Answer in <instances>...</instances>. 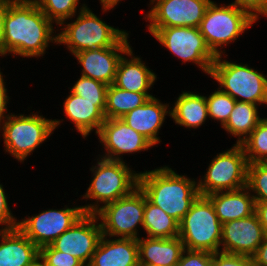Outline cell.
I'll list each match as a JSON object with an SVG mask.
<instances>
[{
  "instance_id": "cell-42",
  "label": "cell",
  "mask_w": 267,
  "mask_h": 266,
  "mask_svg": "<svg viewBox=\"0 0 267 266\" xmlns=\"http://www.w3.org/2000/svg\"><path fill=\"white\" fill-rule=\"evenodd\" d=\"M7 11V0H0V57H2V41L4 36V19Z\"/></svg>"
},
{
  "instance_id": "cell-7",
  "label": "cell",
  "mask_w": 267,
  "mask_h": 266,
  "mask_svg": "<svg viewBox=\"0 0 267 266\" xmlns=\"http://www.w3.org/2000/svg\"><path fill=\"white\" fill-rule=\"evenodd\" d=\"M218 4L211 1L198 27L206 44L216 56L224 55L227 51L225 48L235 43L257 22L247 11L231 3Z\"/></svg>"
},
{
  "instance_id": "cell-38",
  "label": "cell",
  "mask_w": 267,
  "mask_h": 266,
  "mask_svg": "<svg viewBox=\"0 0 267 266\" xmlns=\"http://www.w3.org/2000/svg\"><path fill=\"white\" fill-rule=\"evenodd\" d=\"M251 257L246 255L214 253V266H250Z\"/></svg>"
},
{
  "instance_id": "cell-5",
  "label": "cell",
  "mask_w": 267,
  "mask_h": 266,
  "mask_svg": "<svg viewBox=\"0 0 267 266\" xmlns=\"http://www.w3.org/2000/svg\"><path fill=\"white\" fill-rule=\"evenodd\" d=\"M70 20L71 22L66 20L59 26L57 46H66L65 50H69L72 55L115 46L128 33L124 29L107 24L93 13L88 5Z\"/></svg>"
},
{
  "instance_id": "cell-10",
  "label": "cell",
  "mask_w": 267,
  "mask_h": 266,
  "mask_svg": "<svg viewBox=\"0 0 267 266\" xmlns=\"http://www.w3.org/2000/svg\"><path fill=\"white\" fill-rule=\"evenodd\" d=\"M147 30L171 55L181 60L182 64H195L201 72L210 76L217 56L210 50L197 27L177 26Z\"/></svg>"
},
{
  "instance_id": "cell-15",
  "label": "cell",
  "mask_w": 267,
  "mask_h": 266,
  "mask_svg": "<svg viewBox=\"0 0 267 266\" xmlns=\"http://www.w3.org/2000/svg\"><path fill=\"white\" fill-rule=\"evenodd\" d=\"M101 237L102 227L98 216L85 213L51 245L56 250L76 257L88 266Z\"/></svg>"
},
{
  "instance_id": "cell-2",
  "label": "cell",
  "mask_w": 267,
  "mask_h": 266,
  "mask_svg": "<svg viewBox=\"0 0 267 266\" xmlns=\"http://www.w3.org/2000/svg\"><path fill=\"white\" fill-rule=\"evenodd\" d=\"M197 180L165 165L139 172L138 186L151 203L180 223L200 195Z\"/></svg>"
},
{
  "instance_id": "cell-1",
  "label": "cell",
  "mask_w": 267,
  "mask_h": 266,
  "mask_svg": "<svg viewBox=\"0 0 267 266\" xmlns=\"http://www.w3.org/2000/svg\"><path fill=\"white\" fill-rule=\"evenodd\" d=\"M54 26L34 0H7L2 58H43L50 43L57 45Z\"/></svg>"
},
{
  "instance_id": "cell-36",
  "label": "cell",
  "mask_w": 267,
  "mask_h": 266,
  "mask_svg": "<svg viewBox=\"0 0 267 266\" xmlns=\"http://www.w3.org/2000/svg\"><path fill=\"white\" fill-rule=\"evenodd\" d=\"M3 184L0 183V229L16 228L18 219L11 211L8 204V194L5 193Z\"/></svg>"
},
{
  "instance_id": "cell-35",
  "label": "cell",
  "mask_w": 267,
  "mask_h": 266,
  "mask_svg": "<svg viewBox=\"0 0 267 266\" xmlns=\"http://www.w3.org/2000/svg\"><path fill=\"white\" fill-rule=\"evenodd\" d=\"M176 266H214V254L184 249Z\"/></svg>"
},
{
  "instance_id": "cell-19",
  "label": "cell",
  "mask_w": 267,
  "mask_h": 266,
  "mask_svg": "<svg viewBox=\"0 0 267 266\" xmlns=\"http://www.w3.org/2000/svg\"><path fill=\"white\" fill-rule=\"evenodd\" d=\"M105 107L106 101H89L69 91L62 108L66 119L75 126L76 132L86 139L94 131L97 134L105 122Z\"/></svg>"
},
{
  "instance_id": "cell-18",
  "label": "cell",
  "mask_w": 267,
  "mask_h": 266,
  "mask_svg": "<svg viewBox=\"0 0 267 266\" xmlns=\"http://www.w3.org/2000/svg\"><path fill=\"white\" fill-rule=\"evenodd\" d=\"M169 103H163L158 97L149 98L143 105L121 117L124 122L147 138L155 147L160 144V130L166 116L170 117Z\"/></svg>"
},
{
  "instance_id": "cell-6",
  "label": "cell",
  "mask_w": 267,
  "mask_h": 266,
  "mask_svg": "<svg viewBox=\"0 0 267 266\" xmlns=\"http://www.w3.org/2000/svg\"><path fill=\"white\" fill-rule=\"evenodd\" d=\"M224 56V57H223ZM228 55H218L212 64L210 77L234 100L255 105H267V77L247 63L228 61ZM223 58V59H222Z\"/></svg>"
},
{
  "instance_id": "cell-45",
  "label": "cell",
  "mask_w": 267,
  "mask_h": 266,
  "mask_svg": "<svg viewBox=\"0 0 267 266\" xmlns=\"http://www.w3.org/2000/svg\"><path fill=\"white\" fill-rule=\"evenodd\" d=\"M250 266H261V265H258V264L254 263V262L251 260Z\"/></svg>"
},
{
  "instance_id": "cell-33",
  "label": "cell",
  "mask_w": 267,
  "mask_h": 266,
  "mask_svg": "<svg viewBox=\"0 0 267 266\" xmlns=\"http://www.w3.org/2000/svg\"><path fill=\"white\" fill-rule=\"evenodd\" d=\"M108 85L80 75L78 80L74 82L70 91L89 101H106V92Z\"/></svg>"
},
{
  "instance_id": "cell-30",
  "label": "cell",
  "mask_w": 267,
  "mask_h": 266,
  "mask_svg": "<svg viewBox=\"0 0 267 266\" xmlns=\"http://www.w3.org/2000/svg\"><path fill=\"white\" fill-rule=\"evenodd\" d=\"M248 163L267 162V117L241 143Z\"/></svg>"
},
{
  "instance_id": "cell-4",
  "label": "cell",
  "mask_w": 267,
  "mask_h": 266,
  "mask_svg": "<svg viewBox=\"0 0 267 266\" xmlns=\"http://www.w3.org/2000/svg\"><path fill=\"white\" fill-rule=\"evenodd\" d=\"M24 114L16 115L12 112L0 123L3 151L21 163H24L36 148L45 143L64 121L63 119H48L39 112Z\"/></svg>"
},
{
  "instance_id": "cell-3",
  "label": "cell",
  "mask_w": 267,
  "mask_h": 266,
  "mask_svg": "<svg viewBox=\"0 0 267 266\" xmlns=\"http://www.w3.org/2000/svg\"><path fill=\"white\" fill-rule=\"evenodd\" d=\"M97 159V160H96ZM96 163L90 167L91 181L85 194V213L96 214L105 205L129 195L138 187L139 172L132 170L125 161H116L96 156ZM92 201L87 203V201ZM94 201V202H93Z\"/></svg>"
},
{
  "instance_id": "cell-28",
  "label": "cell",
  "mask_w": 267,
  "mask_h": 266,
  "mask_svg": "<svg viewBox=\"0 0 267 266\" xmlns=\"http://www.w3.org/2000/svg\"><path fill=\"white\" fill-rule=\"evenodd\" d=\"M147 237L175 238L179 236V223L151 203L145 196L143 228Z\"/></svg>"
},
{
  "instance_id": "cell-44",
  "label": "cell",
  "mask_w": 267,
  "mask_h": 266,
  "mask_svg": "<svg viewBox=\"0 0 267 266\" xmlns=\"http://www.w3.org/2000/svg\"><path fill=\"white\" fill-rule=\"evenodd\" d=\"M29 266H47L46 263L38 256Z\"/></svg>"
},
{
  "instance_id": "cell-11",
  "label": "cell",
  "mask_w": 267,
  "mask_h": 266,
  "mask_svg": "<svg viewBox=\"0 0 267 266\" xmlns=\"http://www.w3.org/2000/svg\"><path fill=\"white\" fill-rule=\"evenodd\" d=\"M145 194L138 186L129 195L105 205L96 215L102 235L113 238L138 240L139 229L143 228Z\"/></svg>"
},
{
  "instance_id": "cell-27",
  "label": "cell",
  "mask_w": 267,
  "mask_h": 266,
  "mask_svg": "<svg viewBox=\"0 0 267 266\" xmlns=\"http://www.w3.org/2000/svg\"><path fill=\"white\" fill-rule=\"evenodd\" d=\"M152 97H154L152 93H138L118 88L113 84L108 85L104 110L105 118H121Z\"/></svg>"
},
{
  "instance_id": "cell-14",
  "label": "cell",
  "mask_w": 267,
  "mask_h": 266,
  "mask_svg": "<svg viewBox=\"0 0 267 266\" xmlns=\"http://www.w3.org/2000/svg\"><path fill=\"white\" fill-rule=\"evenodd\" d=\"M103 151L98 156L109 160L124 161L123 155L141 153L154 145L143 135L129 127L121 118L106 119L96 134Z\"/></svg>"
},
{
  "instance_id": "cell-40",
  "label": "cell",
  "mask_w": 267,
  "mask_h": 266,
  "mask_svg": "<svg viewBox=\"0 0 267 266\" xmlns=\"http://www.w3.org/2000/svg\"><path fill=\"white\" fill-rule=\"evenodd\" d=\"M251 260L261 266H267V234L256 252L251 256Z\"/></svg>"
},
{
  "instance_id": "cell-8",
  "label": "cell",
  "mask_w": 267,
  "mask_h": 266,
  "mask_svg": "<svg viewBox=\"0 0 267 266\" xmlns=\"http://www.w3.org/2000/svg\"><path fill=\"white\" fill-rule=\"evenodd\" d=\"M179 238L188 250L220 252L222 223L207 196L199 195L179 223Z\"/></svg>"
},
{
  "instance_id": "cell-24",
  "label": "cell",
  "mask_w": 267,
  "mask_h": 266,
  "mask_svg": "<svg viewBox=\"0 0 267 266\" xmlns=\"http://www.w3.org/2000/svg\"><path fill=\"white\" fill-rule=\"evenodd\" d=\"M219 221L224 224L255 213V200L247 186L231 191L208 194Z\"/></svg>"
},
{
  "instance_id": "cell-41",
  "label": "cell",
  "mask_w": 267,
  "mask_h": 266,
  "mask_svg": "<svg viewBox=\"0 0 267 266\" xmlns=\"http://www.w3.org/2000/svg\"><path fill=\"white\" fill-rule=\"evenodd\" d=\"M255 213L265 234H267V202H255Z\"/></svg>"
},
{
  "instance_id": "cell-25",
  "label": "cell",
  "mask_w": 267,
  "mask_h": 266,
  "mask_svg": "<svg viewBox=\"0 0 267 266\" xmlns=\"http://www.w3.org/2000/svg\"><path fill=\"white\" fill-rule=\"evenodd\" d=\"M181 92L170 107V118L176 125L190 131L199 129L209 118L206 95L195 90Z\"/></svg>"
},
{
  "instance_id": "cell-26",
  "label": "cell",
  "mask_w": 267,
  "mask_h": 266,
  "mask_svg": "<svg viewBox=\"0 0 267 266\" xmlns=\"http://www.w3.org/2000/svg\"><path fill=\"white\" fill-rule=\"evenodd\" d=\"M262 119L258 105L236 101L228 121L222 128L236 138L235 144H241Z\"/></svg>"
},
{
  "instance_id": "cell-12",
  "label": "cell",
  "mask_w": 267,
  "mask_h": 266,
  "mask_svg": "<svg viewBox=\"0 0 267 266\" xmlns=\"http://www.w3.org/2000/svg\"><path fill=\"white\" fill-rule=\"evenodd\" d=\"M72 204L73 207L64 205L61 209L48 208L31 216L26 214L18 220L17 228L39 249L51 245L85 214L82 206Z\"/></svg>"
},
{
  "instance_id": "cell-22",
  "label": "cell",
  "mask_w": 267,
  "mask_h": 266,
  "mask_svg": "<svg viewBox=\"0 0 267 266\" xmlns=\"http://www.w3.org/2000/svg\"><path fill=\"white\" fill-rule=\"evenodd\" d=\"M137 243L139 266H176L185 249L179 236L151 238L141 235Z\"/></svg>"
},
{
  "instance_id": "cell-23",
  "label": "cell",
  "mask_w": 267,
  "mask_h": 266,
  "mask_svg": "<svg viewBox=\"0 0 267 266\" xmlns=\"http://www.w3.org/2000/svg\"><path fill=\"white\" fill-rule=\"evenodd\" d=\"M39 248L17 227L0 229V266H29Z\"/></svg>"
},
{
  "instance_id": "cell-9",
  "label": "cell",
  "mask_w": 267,
  "mask_h": 266,
  "mask_svg": "<svg viewBox=\"0 0 267 266\" xmlns=\"http://www.w3.org/2000/svg\"><path fill=\"white\" fill-rule=\"evenodd\" d=\"M248 160L241 144L217 153L210 160L205 174L197 180L199 194L241 189L247 186Z\"/></svg>"
},
{
  "instance_id": "cell-21",
  "label": "cell",
  "mask_w": 267,
  "mask_h": 266,
  "mask_svg": "<svg viewBox=\"0 0 267 266\" xmlns=\"http://www.w3.org/2000/svg\"><path fill=\"white\" fill-rule=\"evenodd\" d=\"M88 266H139L137 240L102 235Z\"/></svg>"
},
{
  "instance_id": "cell-39",
  "label": "cell",
  "mask_w": 267,
  "mask_h": 266,
  "mask_svg": "<svg viewBox=\"0 0 267 266\" xmlns=\"http://www.w3.org/2000/svg\"><path fill=\"white\" fill-rule=\"evenodd\" d=\"M5 75L1 72L0 68V123H2L6 118H8L12 112L10 113L8 106L10 102V97L8 96L7 82H5ZM9 111V113H8Z\"/></svg>"
},
{
  "instance_id": "cell-43",
  "label": "cell",
  "mask_w": 267,
  "mask_h": 266,
  "mask_svg": "<svg viewBox=\"0 0 267 266\" xmlns=\"http://www.w3.org/2000/svg\"><path fill=\"white\" fill-rule=\"evenodd\" d=\"M124 0H99L101 6H102V14L105 12H109V10H114L116 9L115 7Z\"/></svg>"
},
{
  "instance_id": "cell-16",
  "label": "cell",
  "mask_w": 267,
  "mask_h": 266,
  "mask_svg": "<svg viewBox=\"0 0 267 266\" xmlns=\"http://www.w3.org/2000/svg\"><path fill=\"white\" fill-rule=\"evenodd\" d=\"M127 33L115 46L74 54L80 64V75L95 79L106 85L113 84L122 56L132 47Z\"/></svg>"
},
{
  "instance_id": "cell-29",
  "label": "cell",
  "mask_w": 267,
  "mask_h": 266,
  "mask_svg": "<svg viewBox=\"0 0 267 266\" xmlns=\"http://www.w3.org/2000/svg\"><path fill=\"white\" fill-rule=\"evenodd\" d=\"M40 10L55 25L60 26L64 21L69 20L87 5L80 3V0H34ZM79 4L80 7H79ZM78 9V10H77Z\"/></svg>"
},
{
  "instance_id": "cell-20",
  "label": "cell",
  "mask_w": 267,
  "mask_h": 266,
  "mask_svg": "<svg viewBox=\"0 0 267 266\" xmlns=\"http://www.w3.org/2000/svg\"><path fill=\"white\" fill-rule=\"evenodd\" d=\"M133 48L120 59L113 85L128 91L150 93L158 75L142 61V57L134 54Z\"/></svg>"
},
{
  "instance_id": "cell-13",
  "label": "cell",
  "mask_w": 267,
  "mask_h": 266,
  "mask_svg": "<svg viewBox=\"0 0 267 266\" xmlns=\"http://www.w3.org/2000/svg\"><path fill=\"white\" fill-rule=\"evenodd\" d=\"M146 28L199 27L212 0H149ZM150 5V6H149Z\"/></svg>"
},
{
  "instance_id": "cell-31",
  "label": "cell",
  "mask_w": 267,
  "mask_h": 266,
  "mask_svg": "<svg viewBox=\"0 0 267 266\" xmlns=\"http://www.w3.org/2000/svg\"><path fill=\"white\" fill-rule=\"evenodd\" d=\"M209 120L220 123L221 128L228 121L236 100L223 92L219 87L206 96ZM216 120V121H215Z\"/></svg>"
},
{
  "instance_id": "cell-17",
  "label": "cell",
  "mask_w": 267,
  "mask_h": 266,
  "mask_svg": "<svg viewBox=\"0 0 267 266\" xmlns=\"http://www.w3.org/2000/svg\"><path fill=\"white\" fill-rule=\"evenodd\" d=\"M265 232L256 213L222 224L220 252L251 257L263 242Z\"/></svg>"
},
{
  "instance_id": "cell-34",
  "label": "cell",
  "mask_w": 267,
  "mask_h": 266,
  "mask_svg": "<svg viewBox=\"0 0 267 266\" xmlns=\"http://www.w3.org/2000/svg\"><path fill=\"white\" fill-rule=\"evenodd\" d=\"M39 256L47 266H85L76 257L56 250L52 245L40 248Z\"/></svg>"
},
{
  "instance_id": "cell-32",
  "label": "cell",
  "mask_w": 267,
  "mask_h": 266,
  "mask_svg": "<svg viewBox=\"0 0 267 266\" xmlns=\"http://www.w3.org/2000/svg\"><path fill=\"white\" fill-rule=\"evenodd\" d=\"M247 187L255 202H267V162L249 163Z\"/></svg>"
},
{
  "instance_id": "cell-37",
  "label": "cell",
  "mask_w": 267,
  "mask_h": 266,
  "mask_svg": "<svg viewBox=\"0 0 267 266\" xmlns=\"http://www.w3.org/2000/svg\"><path fill=\"white\" fill-rule=\"evenodd\" d=\"M231 4L247 11L255 20L267 18V0H234Z\"/></svg>"
}]
</instances>
